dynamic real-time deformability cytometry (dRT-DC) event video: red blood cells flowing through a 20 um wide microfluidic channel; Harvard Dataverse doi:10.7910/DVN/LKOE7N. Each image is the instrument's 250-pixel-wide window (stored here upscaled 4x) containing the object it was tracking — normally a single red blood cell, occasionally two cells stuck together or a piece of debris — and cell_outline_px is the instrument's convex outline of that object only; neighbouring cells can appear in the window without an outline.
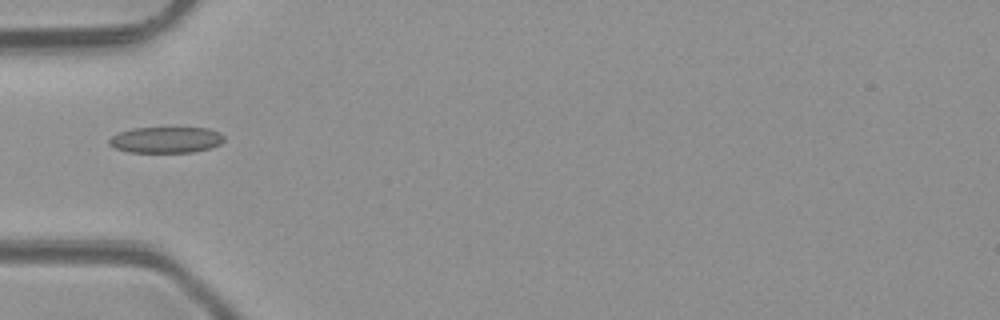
{"species": "common noctule bat (a hibernating species)", "species_latin": "Nyctalus noctula", "temperature_condition": "room temperature", "stored_images_in_passage": 5, "camera_frame_rate_fps": 3000, "um_per_image_px": 0.085, "animal": {"sex": "male", "body_mass_g": 23.1, "forearm_length_mm": 52.7}, "frame": {"image": 1, "passage_image": 4, "time_ms": 3.667, "image_size_px": [1000, 320], "cell_outline_px": [[224, 140], [220, 144], [208, 148], [192, 152], [128, 152], [116, 148], [108, 144], [108, 140], [112, 136], [120, 132], [132, 128], [208, 128], [220, 132], [224, 136]], "centroid_in_image_um": [14.11, 11.88], "position_along_channel_um": 70.9, "area_um2": 17.4}}
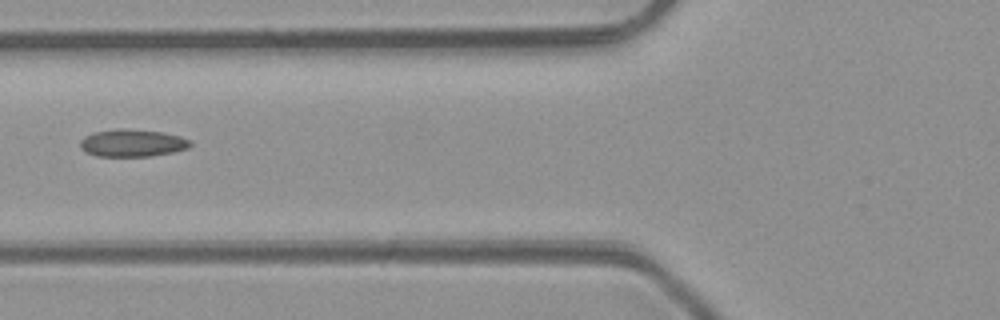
{"frame": {"image": 2, "passage_image": 5, "time_ms": 4.667, "image_size_px": [1000, 320], "cell_outline_px": [[192, 144], [188, 148], [172, 152], [152, 156], [96, 156], [80, 148], [80, 140], [84, 136], [92, 132], [116, 128], [124, 128], [160, 132], [180, 136], [188, 140]], "centroid_in_image_um": [11.21, 12.15], "position_along_channel_um": 114.6, "area_um2": 17.57}}